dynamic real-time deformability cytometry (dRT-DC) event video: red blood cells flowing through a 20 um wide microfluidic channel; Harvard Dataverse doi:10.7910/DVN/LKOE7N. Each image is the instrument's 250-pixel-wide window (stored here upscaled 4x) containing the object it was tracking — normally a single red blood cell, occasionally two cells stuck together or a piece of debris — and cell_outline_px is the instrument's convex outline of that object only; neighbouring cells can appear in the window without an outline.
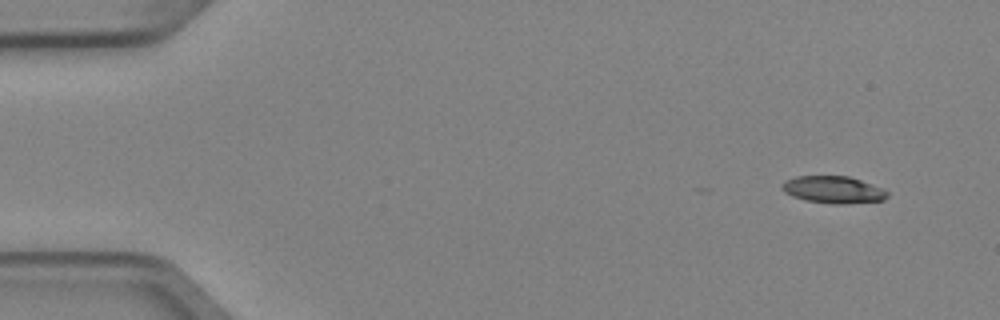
{"species": "Egyptian fruit bat (a non-hibernating species)", "species_latin": "Rousettus aegyptiacus", "temperature_condition": "cold", "stored_images_in_passage": 4, "camera_frame_rate_fps": 3000, "um_per_image_px": 0.085, "animal": {"sex": "female"}, "frame": {"image": 1, "passage_image": 1, "time_ms": 0.0, "image_size_px": [1000, 320], "cell_outline_px": [[888, 196], [884, 200], [840, 204], [832, 204], [804, 200], [792, 196], [784, 192], [780, 188], [780, 184], [784, 180], [796, 176], [848, 176], [860, 180], [880, 188], [888, 192]], "centroid_in_image_um": [70.75, 16.12], "position_along_channel_um": 14.2, "area_um2": 16.65}}
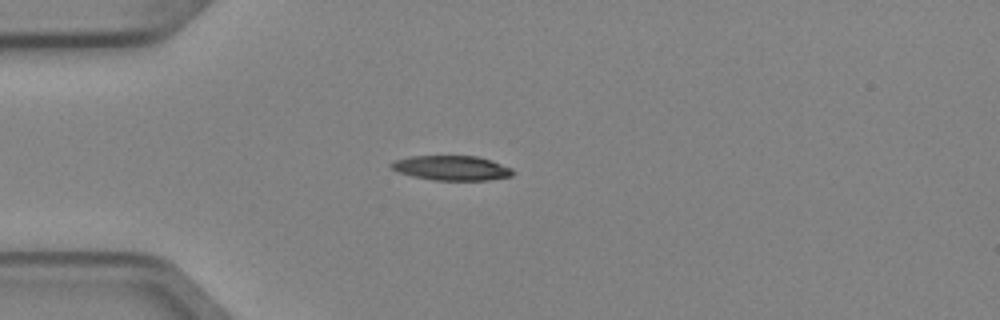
{"frame": {"image": 2, "passage_image": 3, "time_ms": 0.667, "image_size_px": [1000, 320], "cell_outline_px": [[516, 172], [512, 176], [488, 180], [432, 180], [412, 176], [396, 172], [388, 164], [396, 160], [412, 156], [476, 156], [492, 160], [512, 168]], "centroid_in_image_um": [38.4, 14.28], "position_along_channel_um": 46.6, "area_um2": 17.63}}